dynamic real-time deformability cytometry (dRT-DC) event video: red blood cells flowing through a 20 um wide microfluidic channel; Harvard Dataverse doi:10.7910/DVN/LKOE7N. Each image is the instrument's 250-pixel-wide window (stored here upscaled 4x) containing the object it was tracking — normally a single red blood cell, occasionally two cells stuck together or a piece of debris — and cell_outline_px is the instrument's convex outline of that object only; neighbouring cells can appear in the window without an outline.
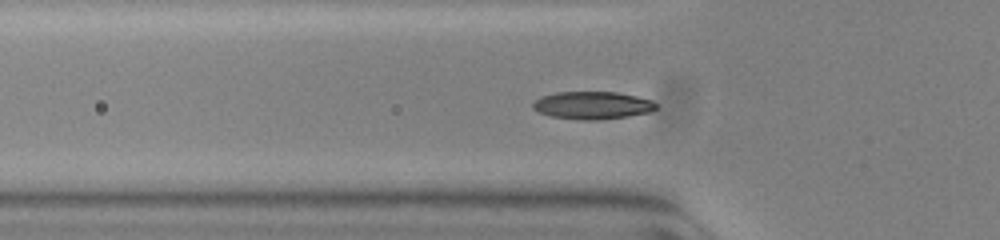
{"species": "common noctule bat (a hibernating species)", "species_latin": "Nyctalus noctula", "temperature_condition": "warm", "stored_images_in_passage": 40, "segment_of_instrument_passage": [1, 2], "camera_frame_rate_fps": 3000, "um_per_image_px": 0.085, "animal": {"sex": "female", "body_mass_g": 23.0, "forearm_length_mm": 53.4}, "frame": {"image": 1, "passage_image": 3, "time_ms": 0.667, "image_size_px": [1000, 240], "cell_outline_px": [[656, 108], [652, 112], [628, 116], [596, 120], [580, 120], [552, 116], [540, 112], [532, 108], [532, 104], [540, 96], [556, 92], [616, 92], [636, 96], [652, 100], [656, 104]], "centroid_in_image_um": [50.36, 8.95], "position_along_channel_um": 75.4, "area_um2": 19.83}}
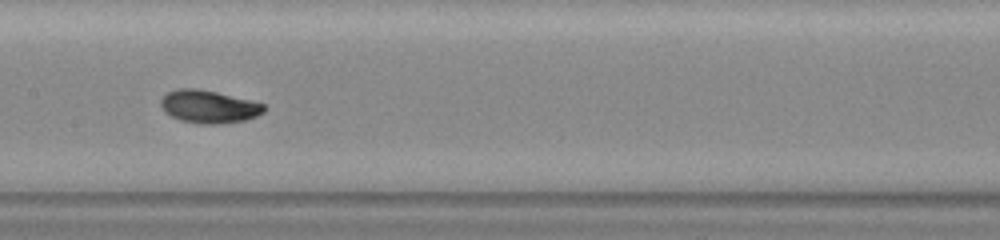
{"frame": {"image": 2, "passage_image": 12, "time_ms": 3.667, "image_size_px": [1000, 240], "cell_outline_px": [[264, 112], [256, 116], [244, 120], [216, 124], [200, 124], [180, 120], [164, 112], [160, 104], [160, 100], [168, 92], [180, 88], [196, 88], [216, 92], [264, 104]], "centroid_in_image_um": [17.71, 9.07], "position_along_channel_um": 189.7, "area_um2": 19.48}}
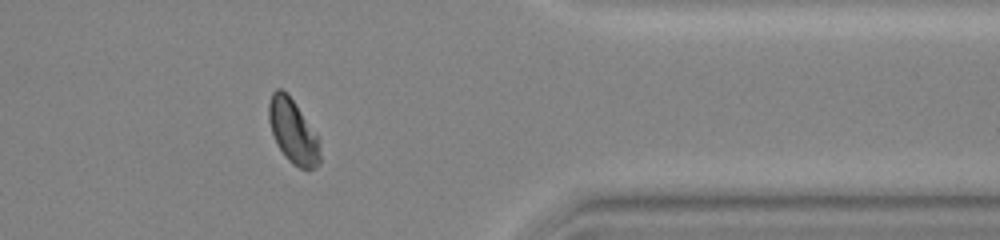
{"frame": {"image": 3, "passage_image": 29, "time_ms": 9.333, "image_size_px": [1000, 240], "cell_outline_px": [[320, 164], [316, 168], [300, 168], [292, 164], [284, 156], [276, 144], [268, 120], [268, 104], [272, 92], [276, 88], [280, 88], [288, 92], [316, 136], [320, 156]], "centroid_in_image_um": [24.85, 11.15], "position_along_channel_um": 386.5, "area_um2": 18.9}}